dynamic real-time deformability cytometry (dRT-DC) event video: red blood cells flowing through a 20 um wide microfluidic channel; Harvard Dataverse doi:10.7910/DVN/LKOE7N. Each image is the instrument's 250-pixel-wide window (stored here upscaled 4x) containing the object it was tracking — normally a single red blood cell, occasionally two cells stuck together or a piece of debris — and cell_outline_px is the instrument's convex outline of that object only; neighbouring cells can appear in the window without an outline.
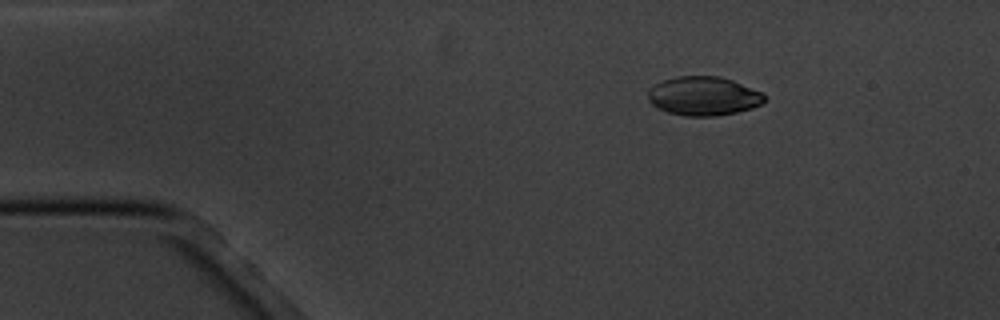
{"species": "common noctule bat (a hibernating species)", "species_latin": "Nyctalus noctula", "temperature_condition": "cold", "stored_images_in_passage": 3, "camera_frame_rate_fps": 3000, "um_per_image_px": 0.085, "animal": {"sex": "male", "body_mass_g": 20.1, "forearm_length_mm": 53.5}, "frame": {"image": 1, "passage_image": 1, "time_ms": 0.0, "image_size_px": [1000, 320], "cell_outline_px": [[764, 100], [760, 104], [752, 108], [736, 112], [716, 116], [684, 116], [668, 112], [656, 108], [648, 100], [648, 88], [664, 80], [676, 76], [720, 76], [732, 80], [760, 92], [764, 96]], "centroid_in_image_um": [59.74, 8.17], "position_along_channel_um": 25.3, "area_um2": 26.3}}